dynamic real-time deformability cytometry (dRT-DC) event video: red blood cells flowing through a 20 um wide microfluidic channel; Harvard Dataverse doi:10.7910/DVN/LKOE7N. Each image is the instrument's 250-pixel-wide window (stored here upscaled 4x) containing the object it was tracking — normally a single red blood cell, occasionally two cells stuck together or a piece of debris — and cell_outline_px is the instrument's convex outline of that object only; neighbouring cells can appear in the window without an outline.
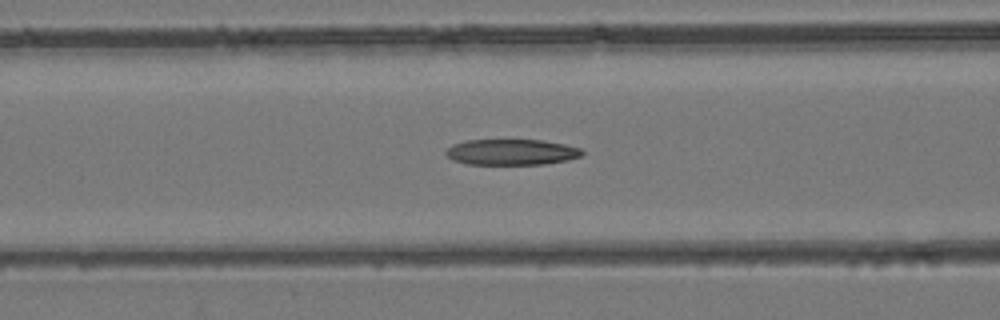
{"species": "common noctule bat (a hibernating species)", "species_latin": "Nyctalus noctula", "temperature_condition": "room temperature", "stored_images_in_passage": 38, "camera_frame_rate_fps": 3000, "um_per_image_px": 0.085, "animal": {"sex": "female", "body_mass_g": 24.6, "forearm_length_mm": 56.2}, "frame": {"image": 1, "passage_image": 18, "time_ms": 5.667, "image_size_px": [1000, 320], "cell_outline_px": [[584, 152], [580, 156], [568, 160], [544, 164], [468, 164], [452, 160], [444, 152], [452, 144], [464, 140], [544, 140], [564, 144], [580, 148]], "centroid_in_image_um": [43.46, 12.92], "position_along_channel_um": 123.1, "area_um2": 20.52}}
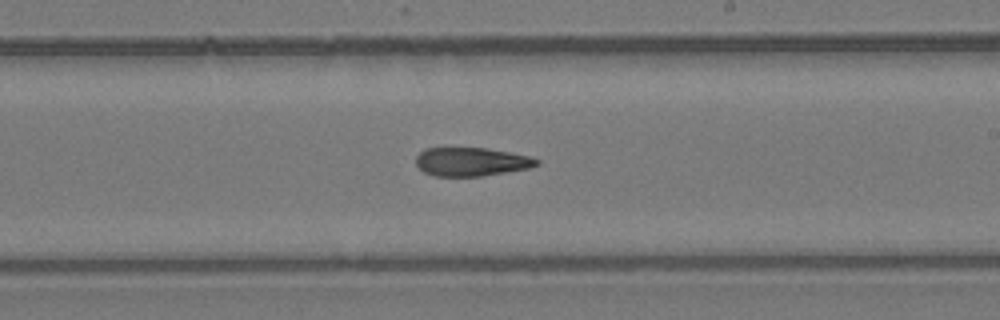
{"frame": {"image": 2, "passage_image": 26, "time_ms": 8.333, "image_size_px": [1000, 320], "cell_outline_px": [[540, 164], [528, 168], [480, 176], [436, 176], [424, 172], [416, 164], [416, 156], [424, 148], [488, 148], [532, 156], [540, 160]], "centroid_in_image_um": [40.08, 13.74], "position_along_channel_um": 248.9, "area_um2": 20.11}}
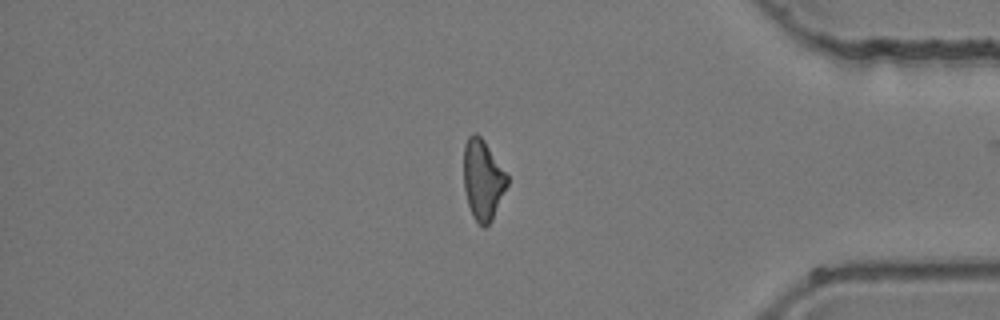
{"frame": {"image": 3, "passage_image": 37, "time_ms": 12.0, "image_size_px": [1000, 320], "cell_outline_px": [[508, 184], [492, 220], [484, 228], [472, 216], [468, 204], [464, 188], [464, 144], [468, 136], [472, 132], [476, 132], [484, 140], [508, 176]], "centroid_in_image_um": [41.03, 15.26], "position_along_channel_um": 394.2, "area_um2": 20.29}}